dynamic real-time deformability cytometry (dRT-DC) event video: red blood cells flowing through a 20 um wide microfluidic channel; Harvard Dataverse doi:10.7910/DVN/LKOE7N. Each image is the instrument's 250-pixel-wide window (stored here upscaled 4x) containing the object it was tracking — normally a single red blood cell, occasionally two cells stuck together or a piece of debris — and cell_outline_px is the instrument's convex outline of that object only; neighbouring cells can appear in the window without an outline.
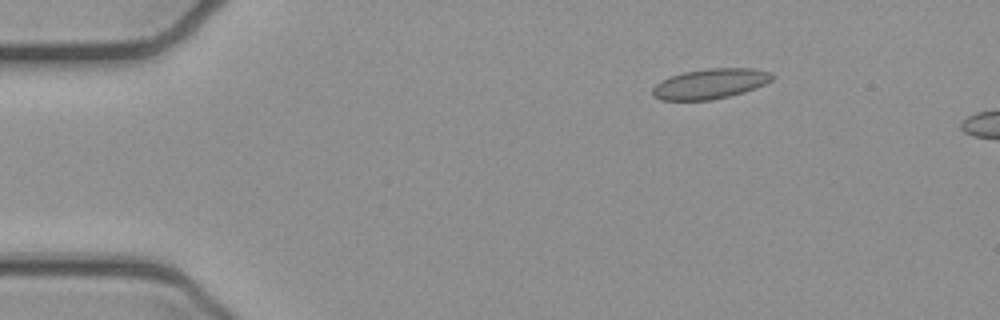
{"species": "common noctule bat (a hibernating species)", "species_latin": "Nyctalus noctula", "temperature_condition": "cold", "stored_images_in_passage": 3, "camera_frame_rate_fps": 3000, "um_per_image_px": 0.085, "animal": {"sex": "female", "body_mass_g": 21.9}, "frame": {"image": 1, "passage_image": 1, "time_ms": 0.0, "image_size_px": [1000, 320], "cell_outline_px": [[776, 76], [772, 80], [756, 88], [744, 92], [712, 100], [660, 100], [652, 96], [652, 88], [656, 84], [672, 76], [684, 72], [708, 68], [752, 68], [772, 72]], "centroid_in_image_um": [60.4, 7.12], "position_along_channel_um": 24.6, "area_um2": 21.04}}